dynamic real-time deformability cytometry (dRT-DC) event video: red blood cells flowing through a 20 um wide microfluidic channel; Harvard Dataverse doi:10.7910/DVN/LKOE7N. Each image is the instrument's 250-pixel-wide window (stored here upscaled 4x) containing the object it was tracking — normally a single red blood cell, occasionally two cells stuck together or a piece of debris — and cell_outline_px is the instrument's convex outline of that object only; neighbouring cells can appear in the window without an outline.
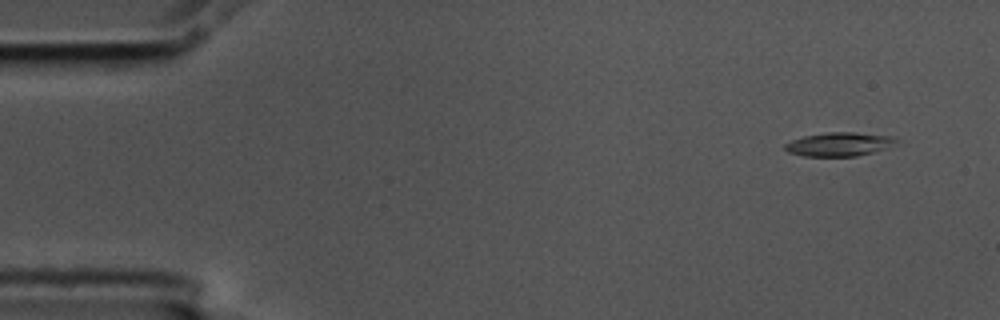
{"species": "common noctule bat (a hibernating species)", "species_latin": "Nyctalus noctula", "temperature_condition": "cold", "stored_images_in_passage": 6, "camera_frame_rate_fps": 3000, "um_per_image_px": 0.085, "animal": {"sex": "male", "body_mass_g": 17.5, "forearm_length_mm": 52.3}, "frame": {"image": 1, "passage_image": 1, "time_ms": 0.0, "image_size_px": [1000, 320], "cell_outline_px": [[900, 144], [872, 152], [856, 156], [804, 156], [788, 152], [784, 148], [784, 144], [792, 140], [804, 136], [828, 132], [856, 132], [896, 136], [900, 140]], "centroid_in_image_um": [71.42, 12.25], "position_along_channel_um": 13.6, "area_um2": 15.66}}
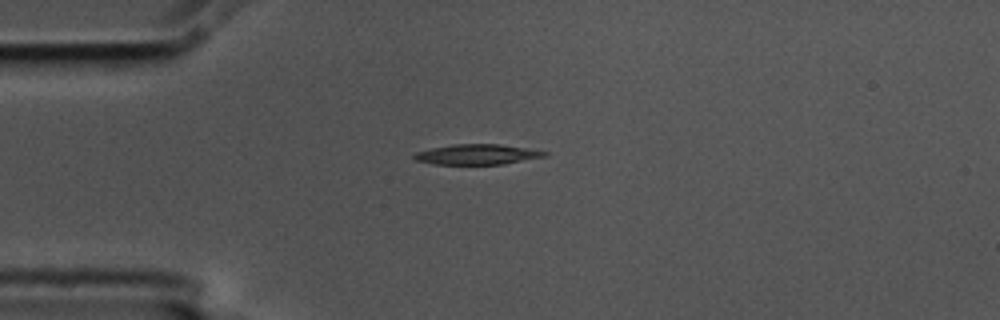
{"frame": {"image": 2, "passage_image": 4, "time_ms": 1.0, "image_size_px": [1000, 320], "cell_outline_px": [[548, 156], [504, 164], [436, 164], [416, 160], [412, 156], [416, 152], [432, 148], [452, 144], [500, 144], [548, 152]], "centroid_in_image_um": [40.57, 13.12], "position_along_channel_um": 44.4, "area_um2": 15.26}}
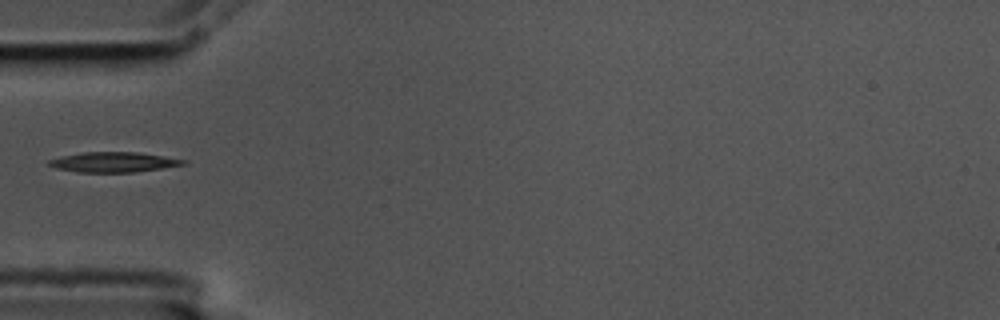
{"frame": {"image": 3, "passage_image": 5, "time_ms": 1.333, "image_size_px": [1000, 320], "cell_outline_px": [[188, 160], [184, 164], [160, 168], [132, 172], [80, 172], [56, 168], [44, 164], [48, 160], [60, 156], [80, 152], [136, 152], [164, 156]], "centroid_in_image_um": [9.57, 13.77], "position_along_channel_um": 75.4, "area_um2": 15.66}}